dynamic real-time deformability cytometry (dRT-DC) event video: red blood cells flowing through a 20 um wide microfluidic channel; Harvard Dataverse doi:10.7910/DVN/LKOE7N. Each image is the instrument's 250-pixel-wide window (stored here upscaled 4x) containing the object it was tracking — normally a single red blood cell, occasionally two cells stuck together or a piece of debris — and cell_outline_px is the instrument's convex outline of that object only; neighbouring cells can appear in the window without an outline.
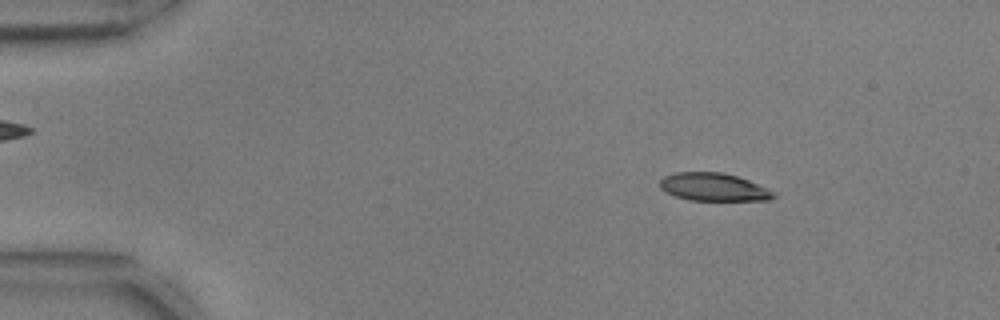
{"species": "common noctule bat (a hibernating species)", "species_latin": "Nyctalus noctula", "temperature_condition": "warm", "stored_images_in_passage": 11, "camera_frame_rate_fps": 3000, "um_per_image_px": 0.085, "animal": {"sex": "male", "body_mass_g": 17.9, "forearm_length_mm": 54.2}, "frame": {"image": 1, "passage_image": 6, "time_ms": 1.667, "image_size_px": [1000, 320], "cell_outline_px": [[776, 196], [768, 200], [688, 200], [664, 192], [660, 188], [660, 180], [664, 176], [676, 172], [720, 172], [736, 176], [748, 180], [768, 188], [776, 192]], "centroid_in_image_um": [60.65, 15.9], "position_along_channel_um": 24.4, "area_um2": 18.5}}